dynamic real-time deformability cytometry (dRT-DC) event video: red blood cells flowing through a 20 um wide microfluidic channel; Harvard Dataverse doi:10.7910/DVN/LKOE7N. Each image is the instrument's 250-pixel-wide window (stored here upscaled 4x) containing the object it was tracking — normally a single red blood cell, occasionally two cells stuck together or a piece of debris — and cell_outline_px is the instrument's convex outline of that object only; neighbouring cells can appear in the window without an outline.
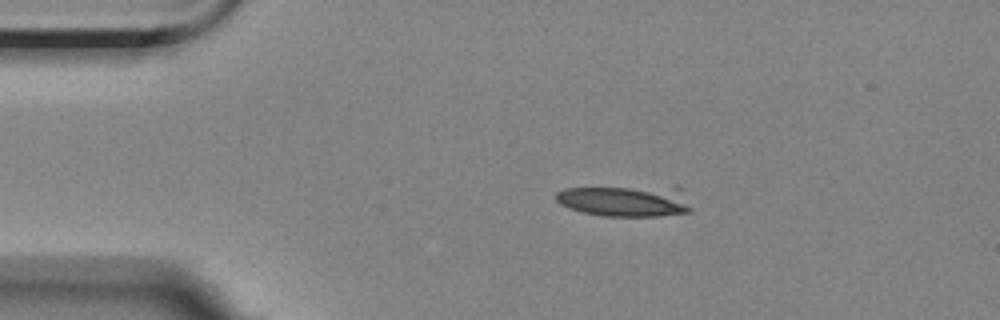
{"species": "Egyptian fruit bat (a non-hibernating species)", "species_latin": "Rousettus aegyptiacus", "temperature_condition": "room temperature", "stored_images_in_passage": 6, "camera_frame_rate_fps": 3000, "um_per_image_px": 0.085, "animal": {"sex": "female"}, "frame": {"image": 1, "passage_image": 2, "time_ms": 1.333, "image_size_px": [1000, 320], "cell_outline_px": [[692, 212], [660, 216], [600, 216], [584, 212], [560, 204], [556, 200], [556, 192], [564, 188], [676, 184], [680, 188], [692, 208]], "centroid_in_image_um": [53.25, 17.03], "position_along_channel_um": 31.8, "area_um2": 25.72}}
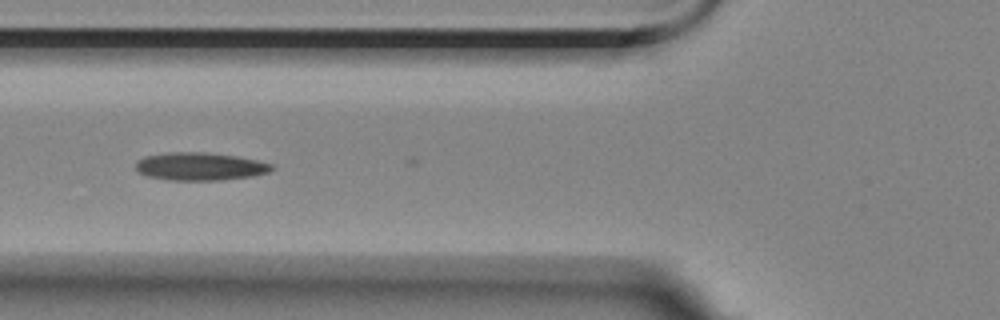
{"frame": {"image": 2, "passage_image": 5, "time_ms": 4.667, "image_size_px": [1000, 320], "cell_outline_px": [[276, 168], [268, 172], [252, 176], [224, 180], [168, 180], [148, 176], [140, 172], [136, 168], [136, 160], [144, 156], [168, 152], [204, 152], [236, 156], [256, 160], [272, 164]], "centroid_in_image_um": [17.0, 14.14], "position_along_channel_um": 108.8, "area_um2": 22.14}}
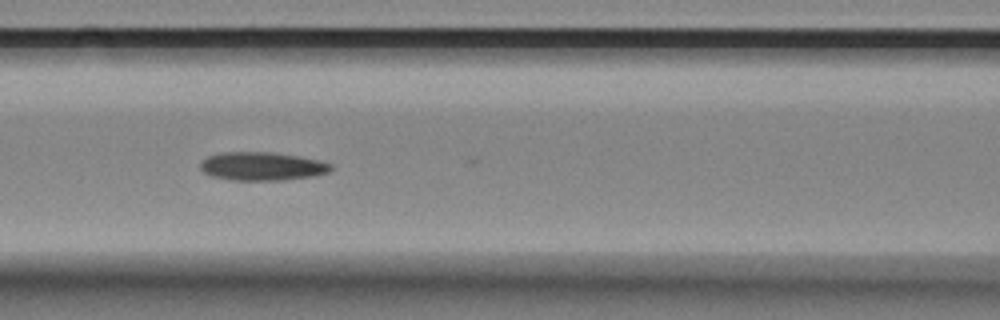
{"frame": {"image": 3, "passage_image": 6, "time_ms": 5.667, "image_size_px": [1000, 320], "cell_outline_px": [[332, 168], [328, 172], [312, 176], [284, 180], [232, 180], [212, 176], [204, 172], [200, 168], [200, 160], [208, 156], [220, 152], [272, 152], [296, 156], [316, 160], [332, 164]], "centroid_in_image_um": [22.22, 14.13], "position_along_channel_um": 144.4, "area_um2": 21.5}}